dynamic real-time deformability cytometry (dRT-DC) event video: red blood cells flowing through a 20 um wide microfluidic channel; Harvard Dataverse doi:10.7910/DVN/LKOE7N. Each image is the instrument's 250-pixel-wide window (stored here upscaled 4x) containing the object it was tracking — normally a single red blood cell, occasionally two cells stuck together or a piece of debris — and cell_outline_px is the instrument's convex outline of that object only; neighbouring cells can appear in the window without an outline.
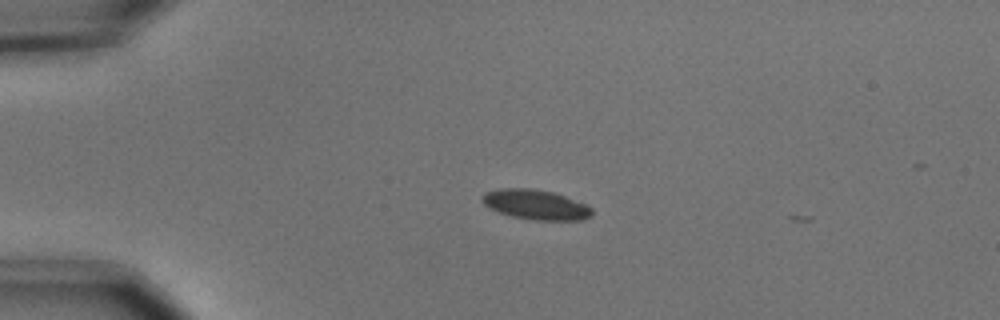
{"species": "common noctule bat (a hibernating species)", "species_latin": "Nyctalus noctula", "temperature_condition": "cold", "stored_images_in_passage": 3, "camera_frame_rate_fps": 3000, "um_per_image_px": 0.085, "animal": {"sex": "male", "body_mass_g": 15.6}, "frame": {"image": 1, "passage_image": 1, "time_ms": 0.0, "image_size_px": [1000, 320], "cell_outline_px": [[592, 216], [584, 220], [536, 220], [512, 216], [500, 212], [484, 204], [484, 192], [500, 188], [532, 188], [552, 192], [564, 196], [584, 204], [592, 208]], "centroid_in_image_um": [45.57, 17.39], "position_along_channel_um": 39.4, "area_um2": 18.79}}